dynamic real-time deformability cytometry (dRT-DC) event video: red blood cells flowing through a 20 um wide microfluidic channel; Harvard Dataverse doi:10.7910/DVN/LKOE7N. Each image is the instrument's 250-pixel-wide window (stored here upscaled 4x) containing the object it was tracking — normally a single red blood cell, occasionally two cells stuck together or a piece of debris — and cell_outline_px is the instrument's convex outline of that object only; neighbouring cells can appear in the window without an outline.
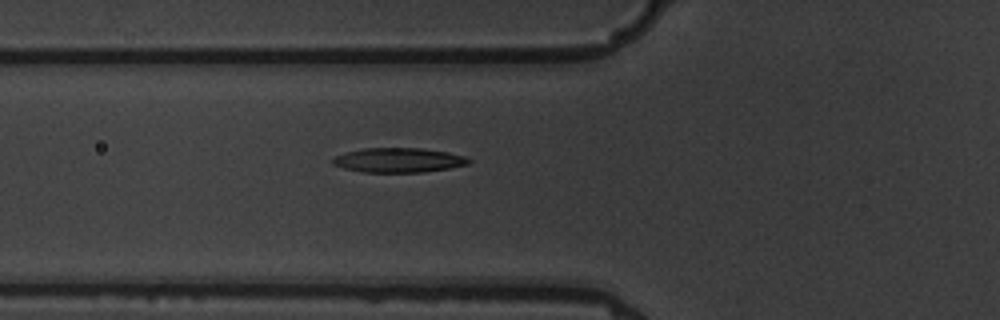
{"species": "common noctule bat (a hibernating species)", "species_latin": "Nyctalus noctula", "temperature_condition": "warm", "stored_images_in_passage": 4, "camera_frame_rate_fps": 3000, "um_per_image_px": 0.085, "animal": {"sex": "male", "body_mass_g": 19.5, "forearm_length_mm": 54.6}, "frame": {"image": 1, "passage_image": 4, "time_ms": 3.333, "image_size_px": [1000, 320], "cell_outline_px": [[472, 160], [468, 164], [448, 168], [424, 172], [364, 172], [344, 168], [332, 164], [332, 160], [336, 156], [348, 152], [364, 148], [420, 148], [448, 152], [464, 156]], "centroid_in_image_um": [33.89, 13.61], "position_along_channel_um": 91.9, "area_um2": 19.25}}